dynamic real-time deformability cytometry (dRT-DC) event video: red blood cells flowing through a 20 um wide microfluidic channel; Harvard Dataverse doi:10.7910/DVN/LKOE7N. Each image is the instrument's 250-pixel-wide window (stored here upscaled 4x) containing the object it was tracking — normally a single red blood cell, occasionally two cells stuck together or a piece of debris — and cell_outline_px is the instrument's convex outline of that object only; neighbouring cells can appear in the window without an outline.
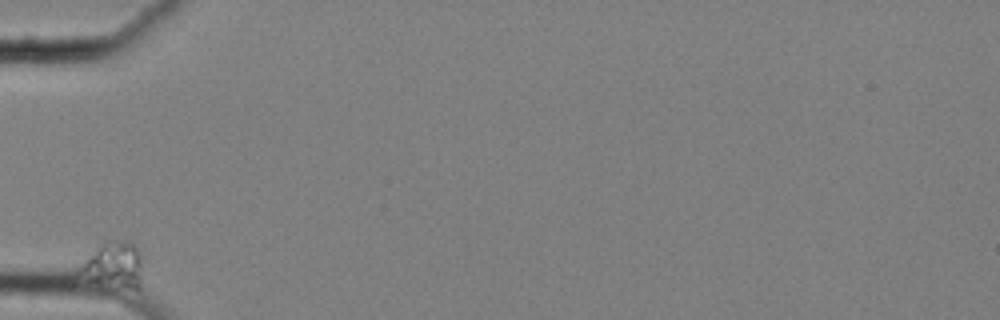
{"species": "common noctule bat (a hibernating species)", "species_latin": "Nyctalus noctula", "temperature_condition": "cold", "stored_images_in_passage": 31, "camera_frame_rate_fps": 3000, "um_per_image_px": 0.085, "animal": {"sex": "female", "body_mass_g": 25.1}, "frame": {"image": 1, "passage_image": 1, "time_ms": 0.0, "image_size_px": [1000, 320], "cell_outline_px": [[140, 292], [72, 276], [72, 272], [104, 240], [124, 240], [132, 244], [140, 252]], "centroid_in_image_um": [9.57, 22.55], "position_along_channel_um": 75.4, "area_um2": 17.34}}